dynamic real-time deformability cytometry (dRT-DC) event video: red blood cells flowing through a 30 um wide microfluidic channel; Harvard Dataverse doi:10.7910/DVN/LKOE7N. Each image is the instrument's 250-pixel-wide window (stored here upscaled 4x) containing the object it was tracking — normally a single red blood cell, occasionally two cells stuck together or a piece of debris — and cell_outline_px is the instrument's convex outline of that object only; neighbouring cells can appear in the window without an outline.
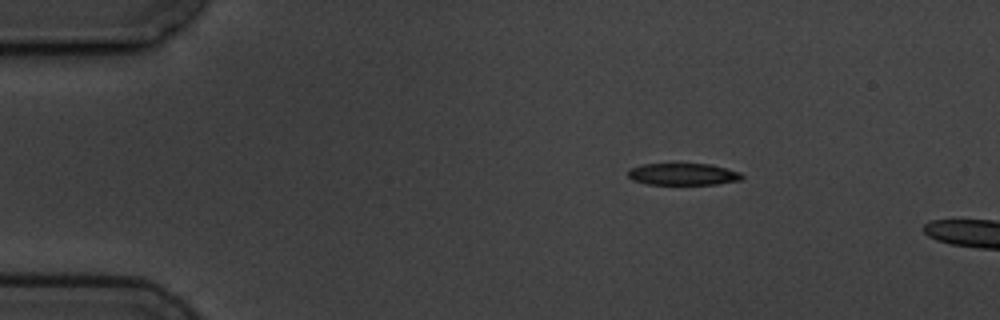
{"species": "common noctule bat (a hibernating species)", "species_latin": "Nyctalus noctula", "temperature_condition": "cold", "stored_images_in_passage": 3, "camera_frame_rate_fps": 3000, "um_per_image_px": 0.085, "animal": {"sex": "male", "body_mass_g": 19.5, "forearm_length_mm": 54.6}, "frame": {"image": 1, "passage_image": 1, "time_ms": 0.0, "image_size_px": [1000, 320], "cell_outline_px": [[744, 176], [740, 180], [716, 184], [648, 184], [632, 180], [628, 176], [628, 168], [644, 164], [712, 164], [740, 172]], "centroid_in_image_um": [58.05, 14.8], "position_along_channel_um": 27.0, "area_um2": 14.51}}